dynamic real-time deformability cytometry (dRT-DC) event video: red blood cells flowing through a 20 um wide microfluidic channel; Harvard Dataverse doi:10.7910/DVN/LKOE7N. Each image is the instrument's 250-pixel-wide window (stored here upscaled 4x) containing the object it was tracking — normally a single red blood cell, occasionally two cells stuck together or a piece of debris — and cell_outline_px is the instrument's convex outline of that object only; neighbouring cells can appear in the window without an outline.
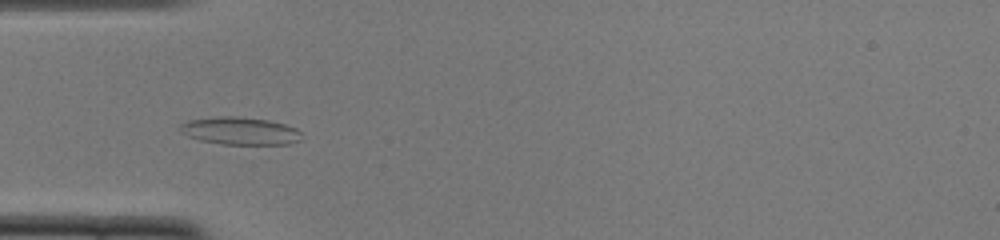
{"species": "common noctule bat (a hibernating species)", "species_latin": "Nyctalus noctula", "temperature_condition": "cold", "stored_images_in_passage": 15, "camera_frame_rate_fps": 3000, "um_per_image_px": 0.085, "animal": {"sex": "female", "body_mass_g": 22.0, "forearm_length_mm": 56.7}, "frame": {"image": 1, "passage_image": 3, "time_ms": 0.667, "image_size_px": [1000, 240], "cell_outline_px": [[300, 140], [288, 144], [220, 144], [200, 140], [188, 136], [180, 132], [180, 124], [188, 120], [220, 116], [236, 116], [268, 120], [284, 124], [296, 128], [300, 132]], "centroid_in_image_um": [20.38, 11.12], "position_along_channel_um": 64.6, "area_um2": 19.48}}
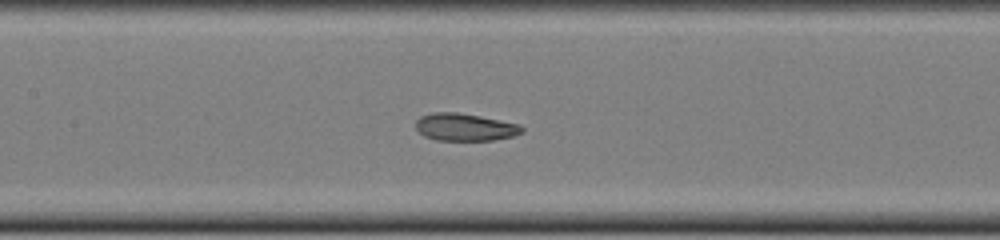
{"frame": {"image": 2, "passage_image": 11, "time_ms": 3.333, "image_size_px": [1000, 240], "cell_outline_px": [[524, 132], [512, 136], [492, 140], [436, 140], [424, 136], [416, 128], [416, 120], [420, 116], [432, 112], [456, 112], [480, 116], [520, 124], [524, 128]], "centroid_in_image_um": [39.52, 10.8], "position_along_channel_um": 167.9, "area_um2": 16.99}}
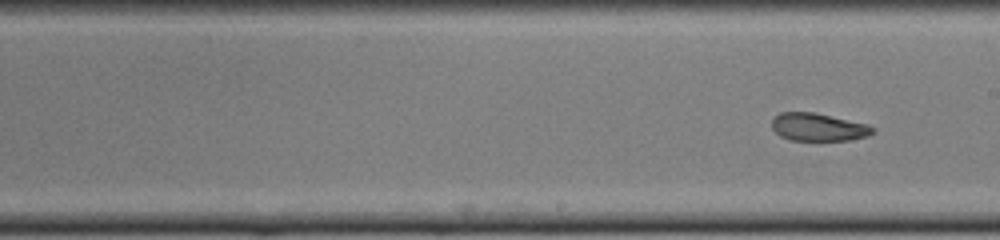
{"frame": {"image": 3, "passage_image": 15, "time_ms": 4.667, "image_size_px": [1000, 240], "cell_outline_px": [[876, 132], [868, 136], [848, 140], [788, 140], [780, 136], [772, 128], [772, 120], [780, 112], [816, 112], [868, 124], [876, 128]], "centroid_in_image_um": [69.59, 10.8], "position_along_channel_um": 219.4, "area_um2": 16.53}}